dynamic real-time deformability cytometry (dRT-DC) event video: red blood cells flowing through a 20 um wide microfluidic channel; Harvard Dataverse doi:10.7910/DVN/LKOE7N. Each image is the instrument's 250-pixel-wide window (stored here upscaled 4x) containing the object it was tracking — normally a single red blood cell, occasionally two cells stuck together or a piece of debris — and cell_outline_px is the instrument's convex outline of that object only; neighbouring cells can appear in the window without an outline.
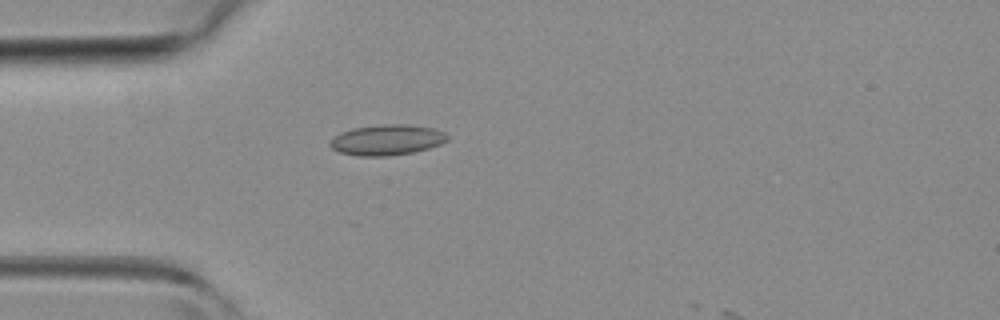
{"species": "common noctule bat (a hibernating species)", "species_latin": "Nyctalus noctula", "temperature_condition": "room temperature", "stored_images_in_passage": 33, "camera_frame_rate_fps": 3000, "um_per_image_px": 0.085, "animal": {"sex": "female", "body_mass_g": 19.3, "forearm_length_mm": 54.1}, "frame": {"image": 1, "passage_image": 5, "time_ms": 1.333, "image_size_px": [1000, 320], "cell_outline_px": [[448, 140], [440, 144], [428, 148], [412, 152], [388, 156], [360, 156], [340, 152], [332, 148], [328, 144], [328, 140], [352, 128], [384, 124], [412, 124], [432, 128], [444, 132], [448, 136]], "centroid_in_image_um": [32.89, 11.88], "position_along_channel_um": 52.1, "area_um2": 20.81}}
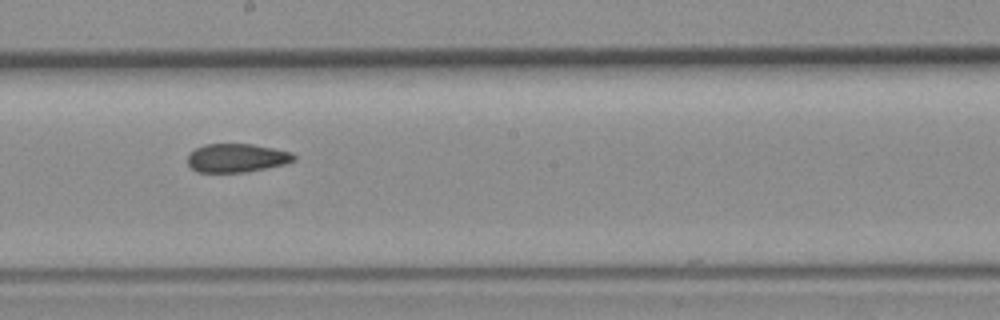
{"frame": {"image": 2, "passage_image": 17, "time_ms": 5.333, "image_size_px": [1000, 320], "cell_outline_px": [[296, 160], [284, 164], [244, 172], [196, 172], [188, 164], [188, 156], [196, 148], [204, 144], [252, 144], [292, 152], [296, 156]], "centroid_in_image_um": [20.12, 13.42], "position_along_channel_um": 228.1, "area_um2": 17.57}}
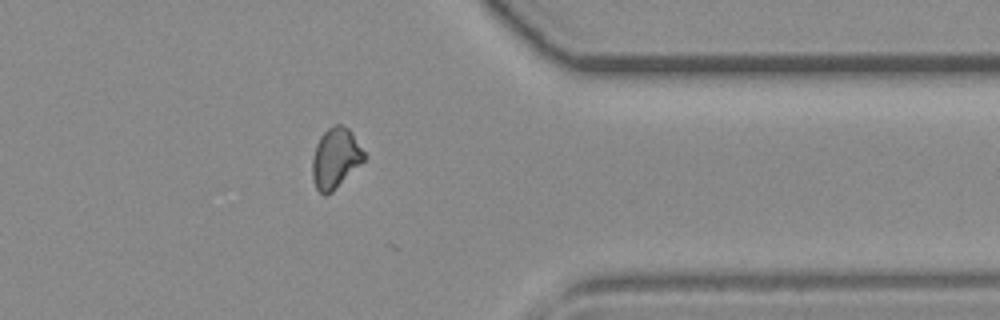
{"frame": {"image": 3, "passage_image": 28, "time_ms": 9.0, "image_size_px": [1000, 320], "cell_outline_px": [[364, 160], [332, 192], [324, 196], [316, 188], [312, 176], [312, 156], [316, 144], [320, 136], [332, 124], [340, 124], [348, 128], [352, 132], [364, 152]], "centroid_in_image_um": [28.49, 13.43], "position_along_channel_um": 382.9, "area_um2": 18.09}}